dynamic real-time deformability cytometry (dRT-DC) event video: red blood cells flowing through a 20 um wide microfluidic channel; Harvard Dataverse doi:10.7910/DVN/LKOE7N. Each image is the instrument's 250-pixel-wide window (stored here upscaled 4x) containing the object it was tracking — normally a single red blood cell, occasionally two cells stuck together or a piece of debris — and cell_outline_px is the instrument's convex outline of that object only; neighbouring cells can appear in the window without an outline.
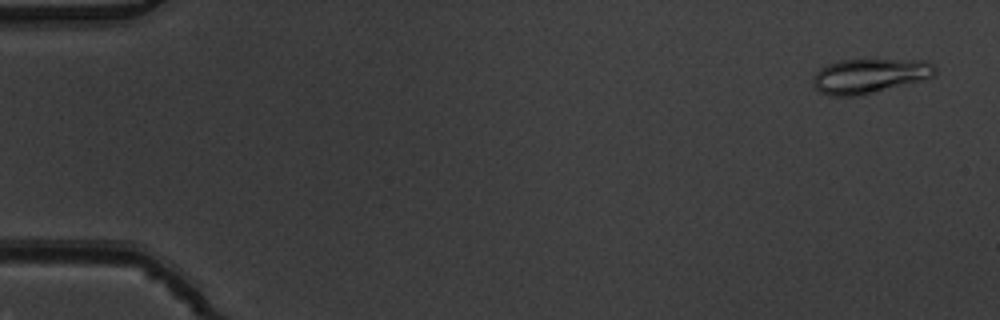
{"species": "common noctule bat (a hibernating species)", "species_latin": "Nyctalus noctula", "temperature_condition": "warm", "stored_images_in_passage": 5, "segment_of_instrument_passage": [2, 2], "camera_frame_rate_fps": 3000, "um_per_image_px": 0.085, "animal": {"sex": "male", "body_mass_g": 19.5, "forearm_length_mm": 54.6}, "frame": {"image": 1, "passage_image": 5, "time_ms": 1.333, "image_size_px": [1000, 320], "cell_outline_px": [[936, 72], [932, 76], [920, 80], [876, 92], [860, 96], [828, 96], [820, 92], [812, 84], [812, 76], [820, 68], [828, 64], [840, 60], [928, 60], [936, 68]], "centroid_in_image_um": [73.86, 6.46], "position_along_channel_um": 11.1, "area_um2": 24.62}}